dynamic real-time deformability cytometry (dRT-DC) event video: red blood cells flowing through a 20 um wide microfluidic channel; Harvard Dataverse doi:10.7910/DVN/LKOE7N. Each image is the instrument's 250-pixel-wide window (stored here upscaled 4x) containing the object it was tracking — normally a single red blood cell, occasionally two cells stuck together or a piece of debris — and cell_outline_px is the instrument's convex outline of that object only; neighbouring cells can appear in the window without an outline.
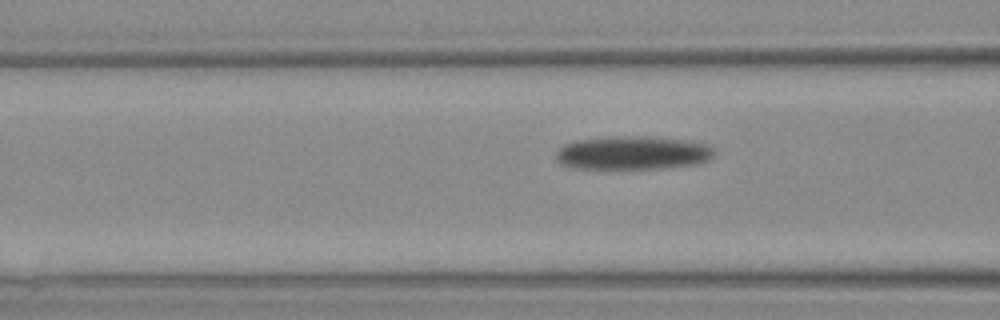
{"species": "Egyptian fruit bat (a non-hibernating species)", "species_latin": "Rousettus aegyptiacus", "temperature_condition": "warm", "stored_images_in_passage": 5, "camera_frame_rate_fps": 3000, "um_per_image_px": 0.085, "animal": {"sex": "female"}, "frame": {"image": 1, "passage_image": 5, "time_ms": 5.333, "image_size_px": [1000, 320], "cell_outline_px": [[716, 152], [708, 160], [700, 164], [664, 168], [576, 168], [564, 164], [556, 160], [556, 152], [564, 144], [576, 140], [616, 136], [644, 136], [684, 140], [708, 144]], "centroid_in_image_um": [53.82, 12.99], "position_along_channel_um": 112.8, "area_um2": 30.81}}